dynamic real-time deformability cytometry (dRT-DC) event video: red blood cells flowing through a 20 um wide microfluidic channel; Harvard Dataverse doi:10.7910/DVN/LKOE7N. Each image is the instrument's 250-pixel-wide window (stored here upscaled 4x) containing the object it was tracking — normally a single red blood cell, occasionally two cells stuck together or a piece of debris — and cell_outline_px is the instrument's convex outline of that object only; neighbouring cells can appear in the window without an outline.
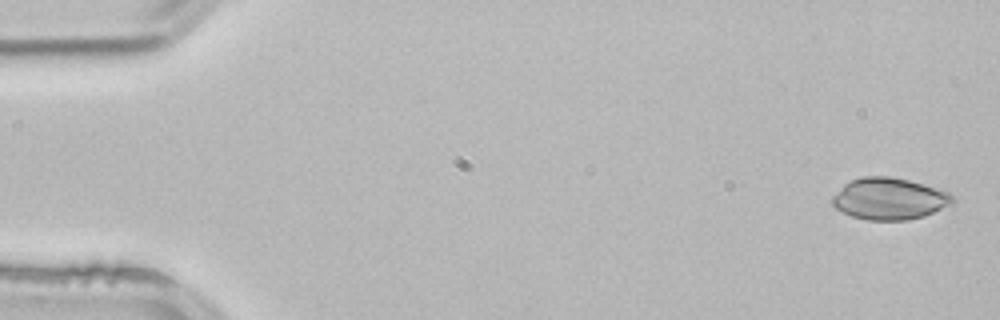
{"species": "common noctule bat (a hibernating species)", "species_latin": "Nyctalus noctula", "temperature_condition": "room temperature", "stored_images_in_passage": 4, "segment_of_instrument_passage": [1, 2], "camera_frame_rate_fps": 3000, "um_per_image_px": 0.085, "animal": {"sex": "male", "body_mass_g": 21.5, "forearm_length_mm": 52.0}, "frame": {"image": 1, "passage_image": 1, "time_ms": 0.0, "image_size_px": [1000, 320], "cell_outline_px": [[956, 200], [952, 204], [924, 216], [908, 220], [868, 220], [852, 216], [836, 208], [832, 204], [832, 196], [844, 184], [852, 180], [864, 176], [888, 176], [908, 180], [948, 192]], "centroid_in_image_um": [75.58, 16.9], "position_along_channel_um": 9.4, "area_um2": 29.02}}